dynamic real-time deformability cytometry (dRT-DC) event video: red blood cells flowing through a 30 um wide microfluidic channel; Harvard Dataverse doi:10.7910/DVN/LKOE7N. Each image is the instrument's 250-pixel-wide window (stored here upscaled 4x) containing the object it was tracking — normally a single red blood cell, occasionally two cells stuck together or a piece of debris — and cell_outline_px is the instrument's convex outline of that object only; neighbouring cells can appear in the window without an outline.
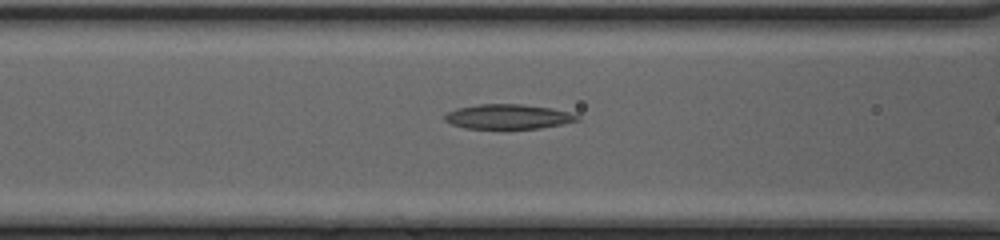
{"species": "common noctule bat (a hibernating species)", "species_latin": "Nyctalus noctula", "temperature_condition": "cold", "stored_images_in_passage": 34, "camera_frame_rate_fps": 3000, "um_per_image_px": 0.085, "animal": {"sex": "female", "body_mass_g": 20.0, "forearm_length_mm": 54.0}, "frame": {"image": 1, "passage_image": 15, "time_ms": 4.667, "image_size_px": [1000, 240], "cell_outline_px": [[580, 120], [540, 128], [464, 128], [452, 124], [444, 120], [444, 116], [448, 112], [456, 108], [480, 104], [524, 104], [552, 108], [576, 112], [580, 116]], "centroid_in_image_um": [43.25, 9.9], "position_along_channel_um": 123.4, "area_um2": 19.19}}
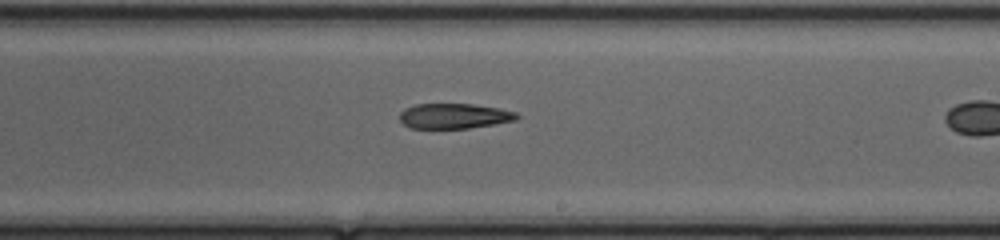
{"frame": {"image": 2, "passage_image": 24, "time_ms": 7.667, "image_size_px": [1000, 240], "cell_outline_px": [[520, 116], [516, 120], [496, 124], [468, 128], [408, 128], [400, 120], [400, 112], [404, 108], [416, 104], [472, 104], [500, 108], [516, 112]], "centroid_in_image_um": [38.61, 9.86], "position_along_channel_um": 250.4, "area_um2": 17.28}}
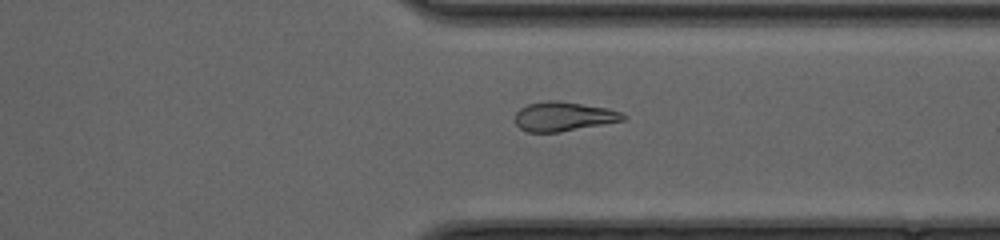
{"frame": {"image": 3, "passage_image": 32, "time_ms": 10.333, "image_size_px": [1000, 240], "cell_outline_px": [[628, 116], [624, 120], [560, 132], [528, 132], [520, 128], [516, 124], [516, 112], [520, 108], [528, 104], [548, 100], [560, 100], [608, 108], [620, 112]], "centroid_in_image_um": [47.9, 9.89], "position_along_channel_um": 363.5, "area_um2": 18.44}}